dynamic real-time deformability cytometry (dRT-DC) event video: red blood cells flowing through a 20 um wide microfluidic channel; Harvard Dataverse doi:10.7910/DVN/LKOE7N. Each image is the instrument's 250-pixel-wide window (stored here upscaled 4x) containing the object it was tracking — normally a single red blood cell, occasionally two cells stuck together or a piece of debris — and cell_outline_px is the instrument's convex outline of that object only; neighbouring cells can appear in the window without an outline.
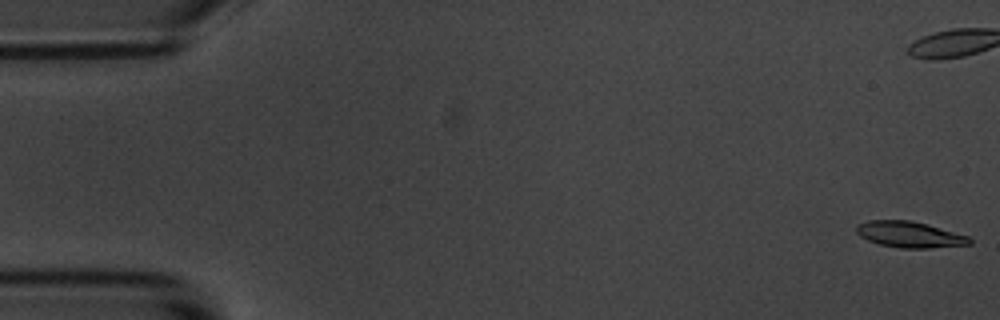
{"species": "common noctule bat (a hibernating species)", "species_latin": "Nyctalus noctula", "temperature_condition": "room temperature", "stored_images_in_passage": 16, "camera_frame_rate_fps": 3000, "um_per_image_px": 0.085, "animal": {"sex": "male", "body_mass_g": 20.1, "forearm_length_mm": 53.5}, "frame": {"image": 1, "passage_image": 1, "time_ms": 0.0, "image_size_px": [1000, 320], "cell_outline_px": [[972, 244], [928, 248], [900, 248], [880, 244], [868, 240], [860, 236], [856, 232], [856, 224], [868, 220], [908, 220], [928, 224], [968, 236], [972, 240]], "centroid_in_image_um": [77.3, 19.93], "position_along_channel_um": 7.7, "area_um2": 17.17}, "authors_computed_cell_mechanics": {"area_um2": 17.4556, "velocity_mm_per_s": 3.486, "shape_relaxation_time_tau1_ms": 5.5501, "shape_relaxation_time_tau2_ms": 5.5224, "deformation_change_tau1": 0.1567, "deformation_change_tau2": 0.0972}}